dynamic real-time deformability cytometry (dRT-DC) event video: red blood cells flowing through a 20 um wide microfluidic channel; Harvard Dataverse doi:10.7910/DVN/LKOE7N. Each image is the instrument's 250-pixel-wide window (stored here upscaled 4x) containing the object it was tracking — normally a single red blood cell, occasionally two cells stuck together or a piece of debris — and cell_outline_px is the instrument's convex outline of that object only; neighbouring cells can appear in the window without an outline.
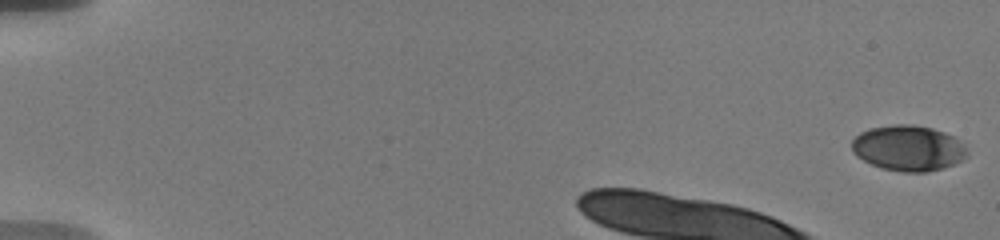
{"species": "human", "species_latin": "Homo sapiens", "temperature_condition": "warm", "stored_images_in_passage": 22, "camera_frame_rate_fps": 3000, "um_per_image_px": 0.085, "donor": {"sex": "male"}, "frame": {"image": 1, "passage_image": 1, "time_ms": 0.0, "image_size_px": [1000, 240], "cell_outline_px": [[968, 152], [960, 160], [952, 164], [928, 172], [900, 172], [880, 168], [856, 156], [852, 152], [852, 140], [860, 132], [868, 128], [896, 124], [912, 124], [932, 128], [944, 132], [952, 136]], "centroid_in_image_um": [77.13, 12.58], "position_along_channel_um": 7.9, "area_um2": 30.35}}